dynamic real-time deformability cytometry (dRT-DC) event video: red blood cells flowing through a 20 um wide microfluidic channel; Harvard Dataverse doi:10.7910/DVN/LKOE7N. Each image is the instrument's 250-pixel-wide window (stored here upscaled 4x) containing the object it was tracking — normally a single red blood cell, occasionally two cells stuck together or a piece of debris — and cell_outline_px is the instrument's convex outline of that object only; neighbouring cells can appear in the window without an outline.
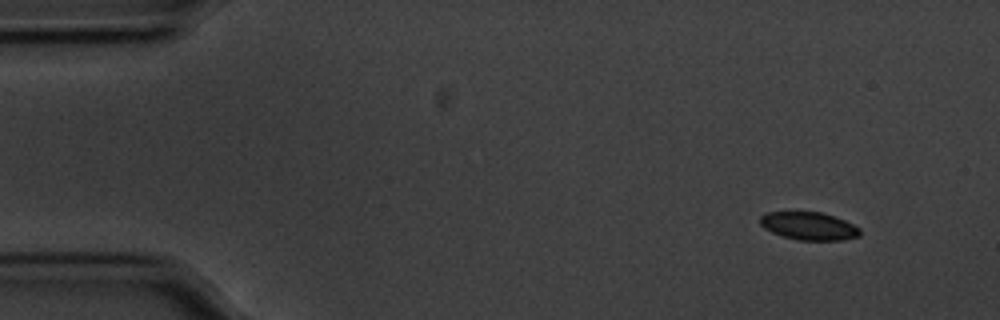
{"species": "common noctule bat (a hibernating species)", "species_latin": "Nyctalus noctula", "temperature_condition": "cold", "stored_images_in_passage": 53, "camera_frame_rate_fps": 3000, "um_per_image_px": 0.085, "animal": {"sex": "male", "body_mass_g": 20.1, "forearm_length_mm": 53.5}, "frame": {"image": 1, "passage_image": 1, "time_ms": 0.0, "image_size_px": [1000, 320], "cell_outline_px": [[860, 236], [844, 240], [800, 240], [784, 236], [772, 232], [764, 228], [760, 224], [760, 216], [768, 212], [820, 212], [844, 220], [860, 228]], "centroid_in_image_um": [68.76, 19.21], "position_along_channel_um": 16.2, "area_um2": 16.07}}
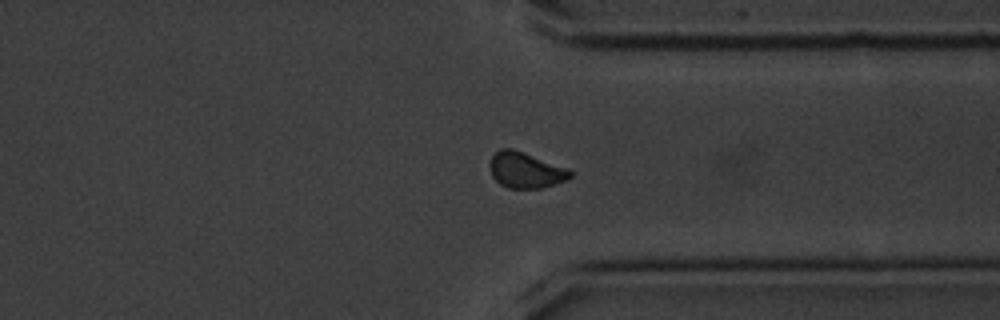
{"frame": {"image": 2, "passage_image": 39, "time_ms": 12.667, "image_size_px": [1000, 320], "cell_outline_px": [[572, 176], [556, 184], [544, 188], [508, 188], [500, 184], [492, 176], [492, 156], [500, 148], [512, 148], [568, 168], [572, 172]], "centroid_in_image_um": [44.71, 14.47], "position_along_channel_um": 366.7, "area_um2": 16.53}}
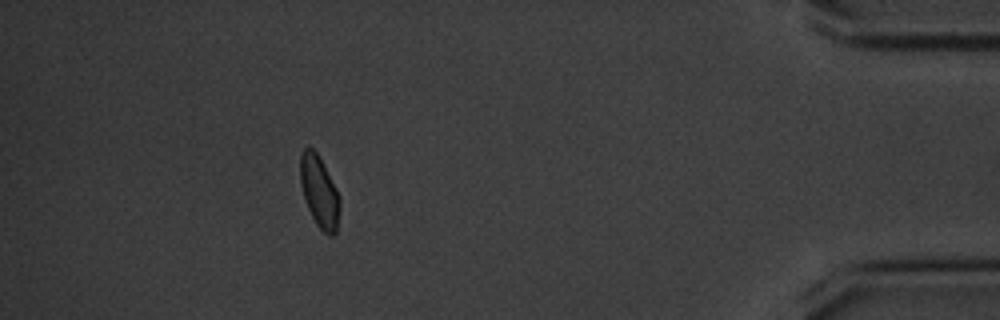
{"frame": {"image": 3, "passage_image": 47, "time_ms": 15.333, "image_size_px": [1000, 320], "cell_outline_px": [[340, 208], [336, 232], [332, 236], [328, 236], [316, 224], [308, 208], [304, 196], [300, 180], [300, 156], [304, 148], [308, 144], [316, 152], [336, 188], [340, 196]], "centroid_in_image_um": [27.15, 16.3], "position_along_channel_um": 408.1, "area_um2": 16.36}, "authors_computed_cell_mechanics": {"area_um2": 16.6464, "velocity_mm_per_s": 3.5244, "shape_relaxation_time_tau1_ms": 2.7548, "shape_relaxation_time_tau2_ms": null, "deformation_change_tau1": 0.0589, "deformation_change_tau2": null}}